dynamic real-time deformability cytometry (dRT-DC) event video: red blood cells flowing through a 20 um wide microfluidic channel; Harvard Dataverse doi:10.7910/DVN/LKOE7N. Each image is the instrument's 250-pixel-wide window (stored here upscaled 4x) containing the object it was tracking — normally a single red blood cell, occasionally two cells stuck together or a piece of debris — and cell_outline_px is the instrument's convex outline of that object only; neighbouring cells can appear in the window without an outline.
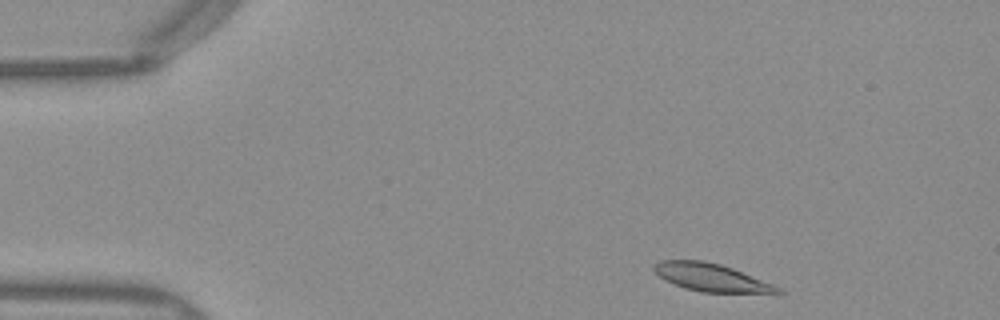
{"species": "Egyptian fruit bat (a non-hibernating species)", "species_latin": "Rousettus aegyptiacus", "temperature_condition": "warm", "stored_images_in_passage": 39, "camera_frame_rate_fps": 3000, "um_per_image_px": 0.085, "frame": {"image": 1, "passage_image": 2, "time_ms": 0.333, "image_size_px": [1000, 320], "cell_outline_px": [[784, 292], [780, 296], [776, 296], [700, 292], [684, 288], [664, 280], [652, 268], [652, 264], [660, 260], [704, 260], [720, 264], [732, 268], [772, 284], [780, 288]], "centroid_in_image_um": [60.58, 23.65], "position_along_channel_um": 24.4, "area_um2": 20.98}}
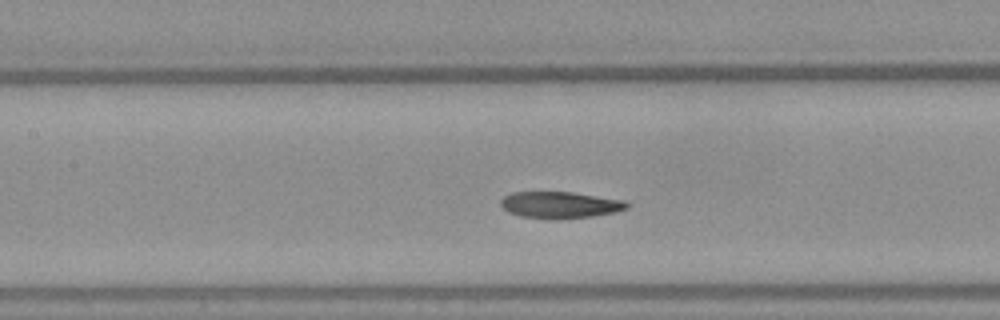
{"frame": {"image": 2, "passage_image": 18, "time_ms": 5.667, "image_size_px": [1000, 320], "cell_outline_px": [[632, 204], [628, 208], [616, 212], [592, 216], [560, 220], [552, 220], [520, 216], [508, 212], [500, 204], [500, 200], [504, 196], [512, 192], [572, 192], [624, 200]], "centroid_in_image_um": [47.62, 17.43], "position_along_channel_um": 159.8, "area_um2": 19.88}}
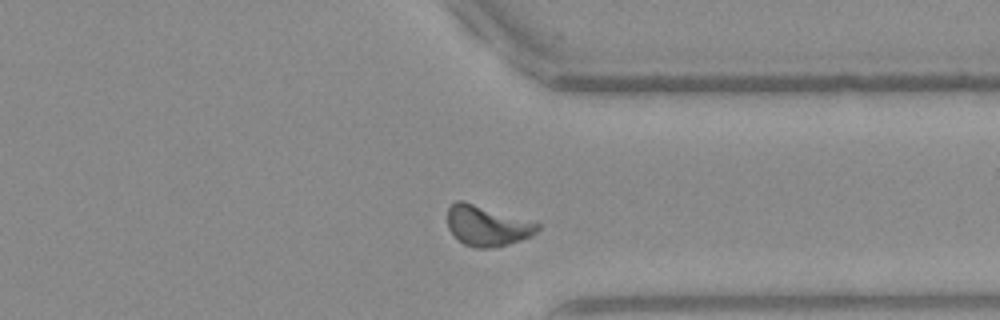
{"frame": {"image": 3, "passage_image": 34, "time_ms": 11.0, "image_size_px": [1000, 320], "cell_outline_px": [[540, 228], [536, 232], [520, 240], [508, 244], [488, 248], [476, 248], [464, 244], [448, 228], [448, 208], [456, 200], [464, 200], [540, 224]], "centroid_in_image_um": [41.37, 19.17], "position_along_channel_um": 370.0, "area_um2": 20.81}, "authors_computed_cell_mechanics": {"area_um2": 20.2878, "velocity_mm_per_s": 3.9653, "shape_relaxation_time_tau1_ms": 7.36, "shape_relaxation_time_tau2_ms": 2.6731, "deformation_change_tau1": 0.1921, "deformation_change_tau2": 0.0785}}